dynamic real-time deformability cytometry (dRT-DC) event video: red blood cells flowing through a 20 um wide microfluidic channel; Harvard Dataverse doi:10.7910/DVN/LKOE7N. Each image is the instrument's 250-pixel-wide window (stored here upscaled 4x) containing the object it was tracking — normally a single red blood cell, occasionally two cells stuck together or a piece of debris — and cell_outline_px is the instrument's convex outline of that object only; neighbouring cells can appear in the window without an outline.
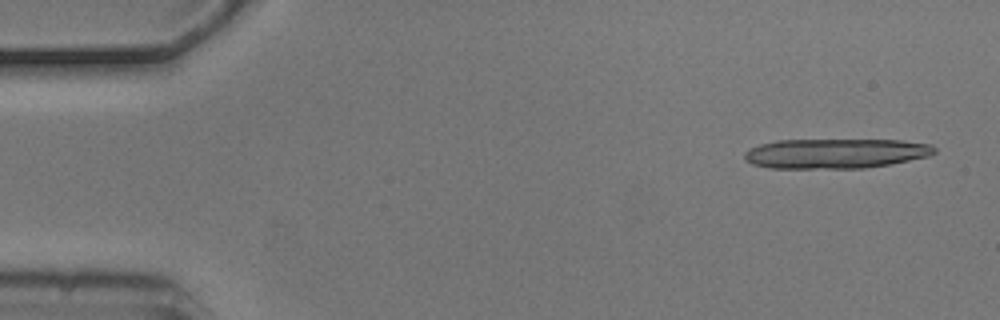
{"species": "common noctule bat (a hibernating species)", "species_latin": "Nyctalus noctula", "temperature_condition": "cold", "stored_images_in_passage": 5, "camera_frame_rate_fps": 3000, "um_per_image_px": 0.085, "animal": {"sex": "male", "body_mass_g": 20.5, "forearm_length_mm": 52.5}, "frame": {"image": 1, "passage_image": 1, "time_ms": 0.0, "image_size_px": [1000, 320], "cell_outline_px": [[936, 152], [928, 156], [892, 164], [864, 168], [768, 168], [752, 164], [744, 160], [744, 152], [748, 148], [760, 144], [776, 140], [900, 140], [932, 144], [936, 148]], "centroid_in_image_um": [71.0, 13.04], "position_along_channel_um": 14.0, "area_um2": 33.29}}
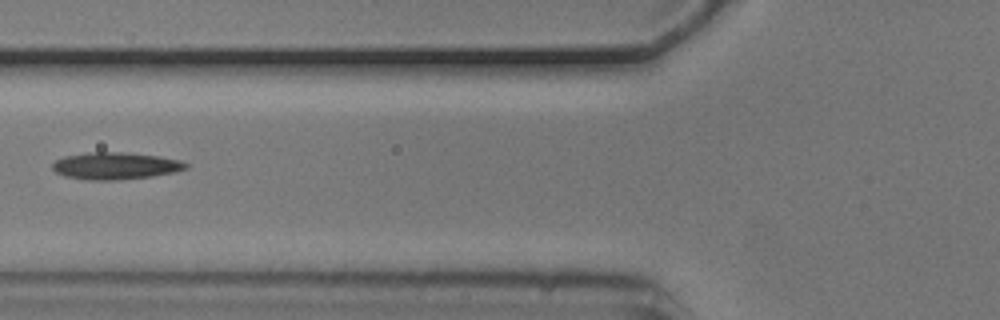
{"frame": {"image": 2, "passage_image": 5, "time_ms": 1.333, "image_size_px": [1000, 320], "cell_outline_px": [[188, 168], [176, 172], [152, 176], [120, 180], [88, 180], [64, 176], [56, 172], [52, 168], [52, 164], [56, 160], [64, 156], [88, 152], [124, 152], [160, 156], [180, 160], [188, 164]], "centroid_in_image_um": [9.82, 14.1], "position_along_channel_um": 116.0, "area_um2": 21.21}}